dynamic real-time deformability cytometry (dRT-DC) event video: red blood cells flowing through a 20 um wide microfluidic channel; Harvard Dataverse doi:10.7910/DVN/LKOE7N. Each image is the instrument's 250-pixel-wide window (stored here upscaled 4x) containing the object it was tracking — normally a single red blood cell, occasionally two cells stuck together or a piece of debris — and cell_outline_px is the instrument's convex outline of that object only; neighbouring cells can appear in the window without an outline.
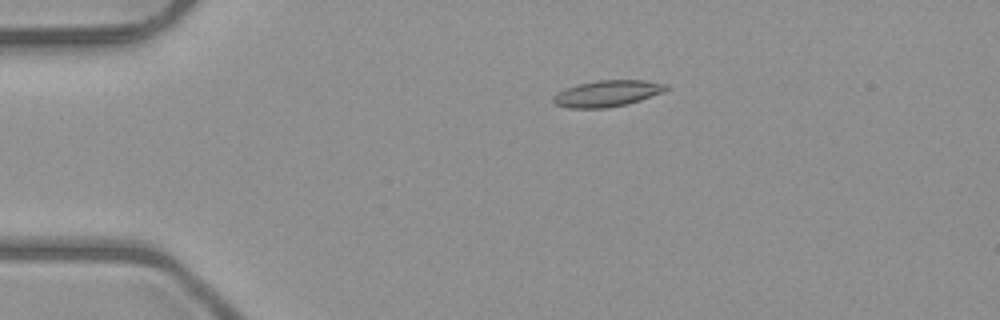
{"species": "common noctule bat (a hibernating species)", "species_latin": "Nyctalus noctula", "temperature_condition": "room temperature", "stored_images_in_passage": 6, "camera_frame_rate_fps": 3000, "um_per_image_px": 0.085, "animal": {"sex": "male", "body_mass_g": 23.1, "forearm_length_mm": 52.7}, "frame": {"image": 1, "passage_image": 3, "time_ms": 2.333, "image_size_px": [1000, 320], "cell_outline_px": [[668, 88], [664, 92], [628, 104], [604, 108], [568, 108], [556, 104], [552, 100], [552, 96], [576, 84], [600, 80], [644, 80], [668, 84]], "centroid_in_image_um": [51.64, 7.94], "position_along_channel_um": 33.4, "area_um2": 17.22}}
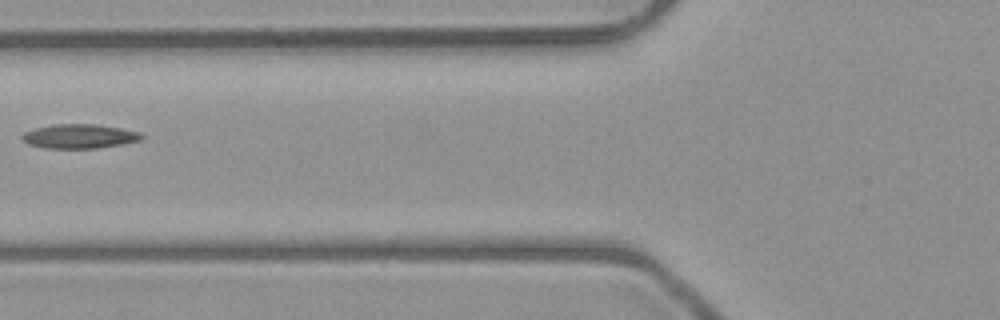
{"frame": {"image": 2, "passage_image": 6, "time_ms": 5.667, "image_size_px": [1000, 320], "cell_outline_px": [[144, 136], [140, 140], [124, 144], [96, 148], [44, 148], [28, 144], [20, 136], [24, 132], [36, 128], [52, 124], [96, 124], [120, 128], [140, 132]], "centroid_in_image_um": [6.75, 11.58], "position_along_channel_um": 119.1, "area_um2": 16.88}}